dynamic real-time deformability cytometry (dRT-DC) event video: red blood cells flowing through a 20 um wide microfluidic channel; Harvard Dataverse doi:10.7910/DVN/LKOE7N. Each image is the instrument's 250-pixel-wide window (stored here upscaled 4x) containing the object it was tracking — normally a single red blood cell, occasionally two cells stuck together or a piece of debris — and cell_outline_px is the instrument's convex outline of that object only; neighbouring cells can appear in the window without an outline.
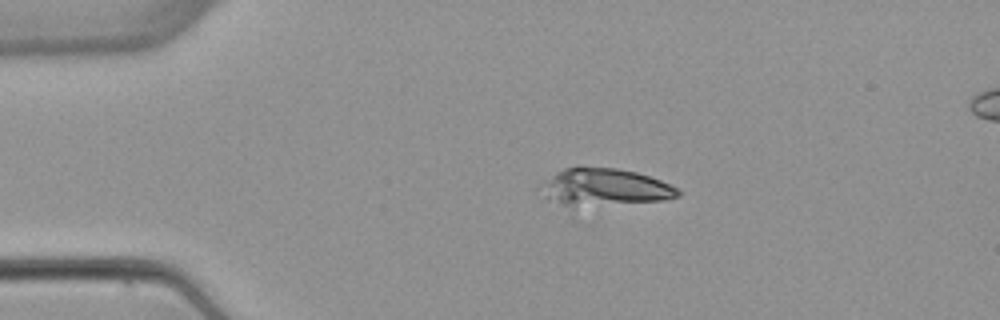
{"species": "common noctule bat (a hibernating species)", "species_latin": "Nyctalus noctula", "temperature_condition": "warm", "stored_images_in_passage": 4, "segment_of_instrument_passage": [1, 2], "camera_frame_rate_fps": 3000, "um_per_image_px": 0.085, "animal": {"sex": "female", "body_mass_g": 22.7, "forearm_length_mm": 54.2}, "frame": {"image": 1, "passage_image": 2, "time_ms": 1.0, "image_size_px": [1000, 320], "cell_outline_px": [[680, 196], [660, 200], [572, 208], [548, 200], [536, 188], [544, 180], [556, 172], [564, 168], [616, 168], [636, 172], [660, 180], [676, 188], [680, 192]], "centroid_in_image_um": [51.27, 15.94], "position_along_channel_um": 33.7, "area_um2": 29.82}}